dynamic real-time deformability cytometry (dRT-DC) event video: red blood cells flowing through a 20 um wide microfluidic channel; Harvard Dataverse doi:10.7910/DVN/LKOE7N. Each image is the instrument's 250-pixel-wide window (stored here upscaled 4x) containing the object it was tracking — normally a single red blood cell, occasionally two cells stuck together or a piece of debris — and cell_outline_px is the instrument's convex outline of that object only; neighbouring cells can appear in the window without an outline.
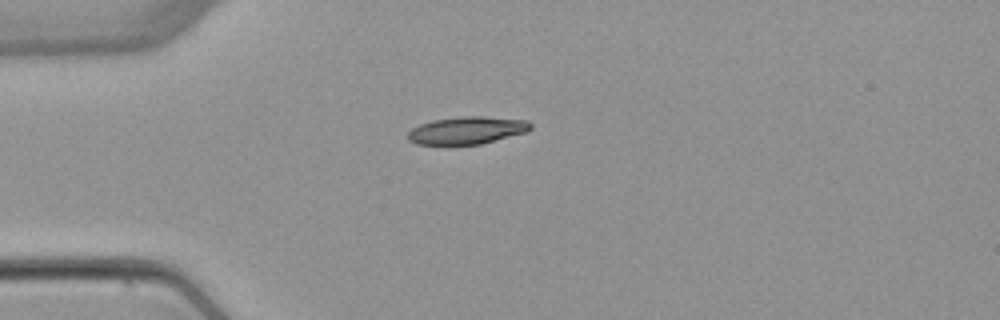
{"species": "common noctule bat (a hibernating species)", "species_latin": "Nyctalus noctula", "temperature_condition": "warm", "stored_images_in_passage": 3, "camera_frame_rate_fps": 3000, "um_per_image_px": 0.085, "animal": {"sex": "female", "body_mass_g": 22.7, "forearm_length_mm": 54.2}, "frame": {"image": 1, "passage_image": 1, "time_ms": 0.0, "image_size_px": [1000, 320], "cell_outline_px": [[532, 128], [528, 132], [480, 144], [448, 148], [444, 148], [416, 144], [408, 140], [408, 132], [412, 128], [420, 124], [432, 120], [464, 116], [484, 116], [528, 120], [532, 124]], "centroid_in_image_um": [39.65, 11.13], "position_along_channel_um": 45.4, "area_um2": 20.69}}
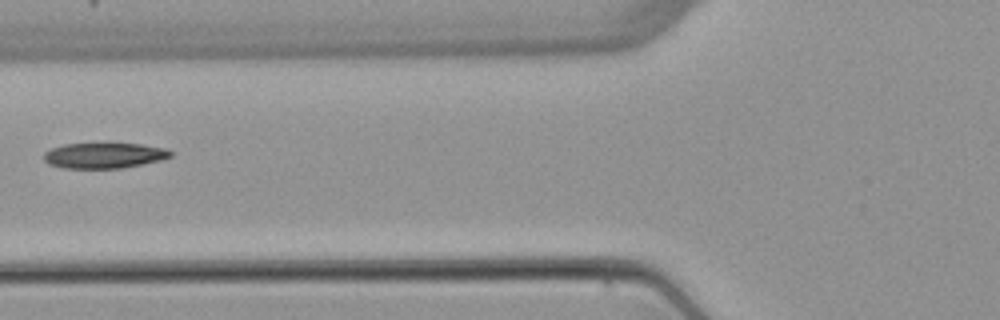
{"frame": {"image": 2, "passage_image": 3, "time_ms": 2.333, "image_size_px": [1000, 320], "cell_outline_px": [[172, 156], [160, 160], [120, 168], [60, 168], [48, 164], [44, 160], [44, 152], [52, 148], [64, 144], [140, 144], [168, 148], [172, 152]], "centroid_in_image_um": [8.83, 13.22], "position_along_channel_um": 117.0, "area_um2": 18.73}}